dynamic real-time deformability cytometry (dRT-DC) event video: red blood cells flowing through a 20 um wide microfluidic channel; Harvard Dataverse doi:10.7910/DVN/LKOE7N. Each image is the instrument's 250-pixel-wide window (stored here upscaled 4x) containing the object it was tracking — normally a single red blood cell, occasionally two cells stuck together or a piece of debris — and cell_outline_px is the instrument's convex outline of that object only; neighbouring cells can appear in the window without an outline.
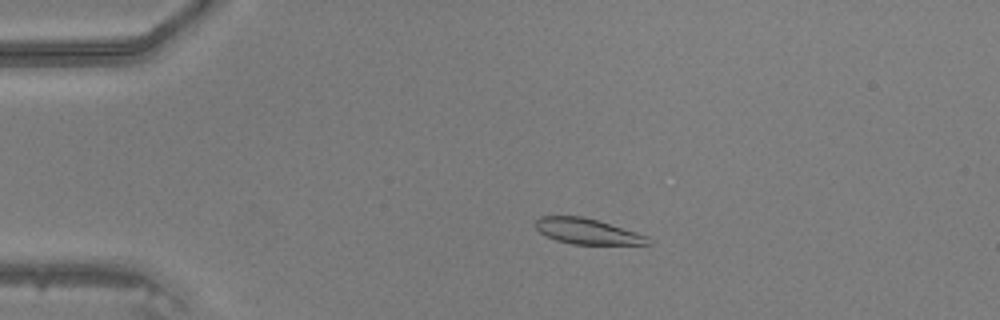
{"species": "common noctule bat (a hibernating species)", "species_latin": "Nyctalus noctula", "temperature_condition": "warm", "stored_images_in_passage": 47, "camera_frame_rate_fps": 3000, "um_per_image_px": 0.085, "animal": {"sex": "male", "body_mass_g": 20.5, "forearm_length_mm": 52.5}, "frame": {"image": 1, "passage_image": 10, "time_ms": 3.0, "image_size_px": [1000, 320], "cell_outline_px": [[652, 244], [572, 244], [556, 240], [540, 232], [532, 224], [540, 216], [580, 216], [596, 220], [636, 232], [648, 236], [652, 240]], "centroid_in_image_um": [49.9, 19.66], "position_along_channel_um": 35.1, "area_um2": 16.65}}
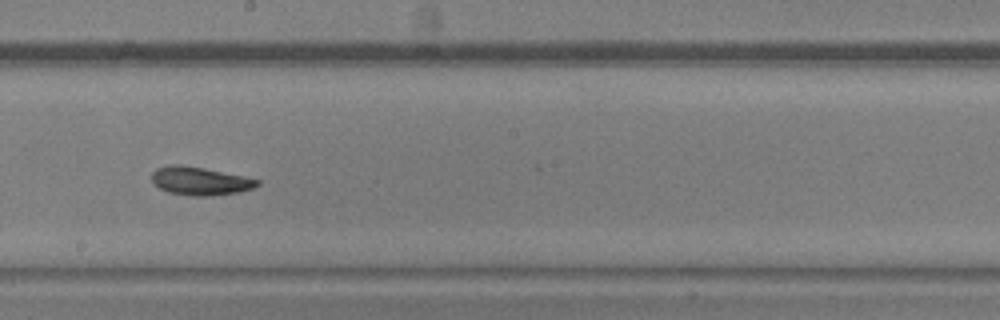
{"frame": {"image": 2, "passage_image": 27, "time_ms": 8.667, "image_size_px": [1000, 320], "cell_outline_px": [[260, 184], [252, 188], [240, 192], [212, 196], [192, 196], [168, 192], [152, 184], [152, 172], [156, 168], [172, 164], [180, 164], [204, 168], [244, 176], [260, 180]], "centroid_in_image_um": [16.99, 15.38], "position_along_channel_um": 231.2, "area_um2": 17.51}}
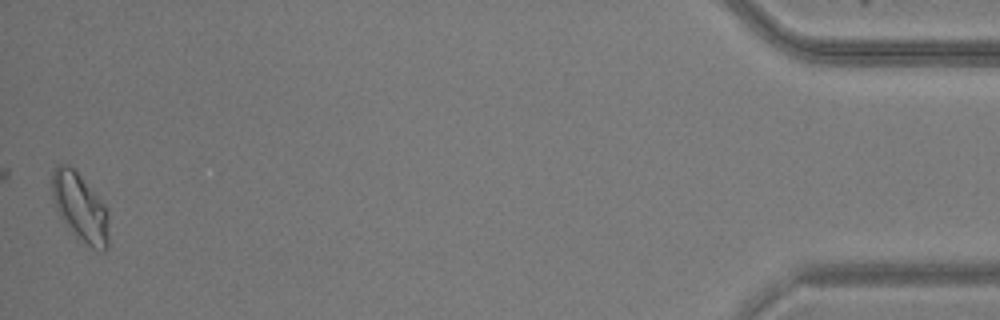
{"frame": {"image": 3, "passage_image": 47, "time_ms": 15.333, "image_size_px": [1000, 320], "cell_outline_px": [[108, 248], [104, 252], [100, 252], [76, 240], [60, 216], [56, 208], [52, 196], [52, 172], [56, 164], [68, 164], [76, 168], [104, 204], [108, 212]], "centroid_in_image_um": [6.81, 17.64], "position_along_channel_um": 428.4, "area_um2": 23.18}}